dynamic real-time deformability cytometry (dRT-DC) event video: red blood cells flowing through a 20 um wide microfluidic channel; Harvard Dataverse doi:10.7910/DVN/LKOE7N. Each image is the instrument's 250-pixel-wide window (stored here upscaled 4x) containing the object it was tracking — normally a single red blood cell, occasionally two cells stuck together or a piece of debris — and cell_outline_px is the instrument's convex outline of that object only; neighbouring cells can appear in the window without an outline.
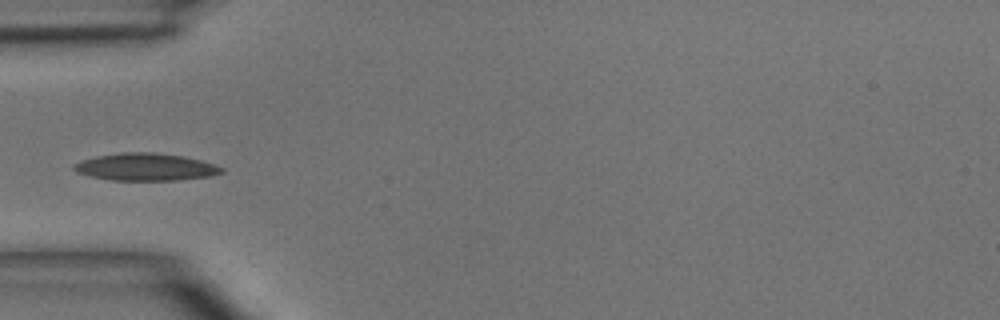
{"species": "common noctule bat (a hibernating species)", "species_latin": "Nyctalus noctula", "temperature_condition": "room temperature", "stored_images_in_passage": 5, "camera_frame_rate_fps": 3000, "um_per_image_px": 0.085, "animal": {"sex": "male", "body_mass_g": 15.6}, "frame": {"image": 1, "passage_image": 4, "time_ms": 3.667, "image_size_px": [1000, 320], "cell_outline_px": [[224, 172], [212, 176], [176, 180], [112, 180], [88, 176], [76, 172], [72, 168], [72, 164], [96, 156], [120, 152], [152, 152], [184, 156], [200, 160], [224, 168]], "centroid_in_image_um": [12.36, 14.19], "position_along_channel_um": 72.6, "area_um2": 23.58}}
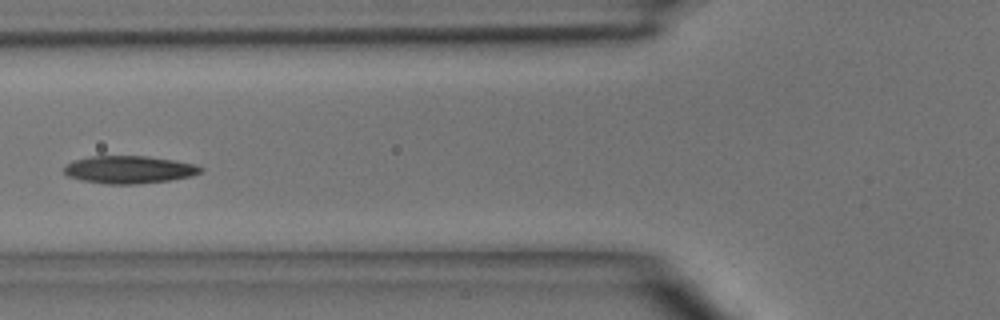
{"frame": {"image": 2, "passage_image": 5, "time_ms": 4.667, "image_size_px": [1000, 320], "cell_outline_px": [[204, 168], [200, 172], [192, 176], [168, 180], [136, 184], [104, 184], [80, 180], [68, 176], [64, 172], [64, 164], [72, 160], [92, 156], [148, 156], [196, 164]], "centroid_in_image_um": [10.93, 14.41], "position_along_channel_um": 114.9, "area_um2": 22.08}}